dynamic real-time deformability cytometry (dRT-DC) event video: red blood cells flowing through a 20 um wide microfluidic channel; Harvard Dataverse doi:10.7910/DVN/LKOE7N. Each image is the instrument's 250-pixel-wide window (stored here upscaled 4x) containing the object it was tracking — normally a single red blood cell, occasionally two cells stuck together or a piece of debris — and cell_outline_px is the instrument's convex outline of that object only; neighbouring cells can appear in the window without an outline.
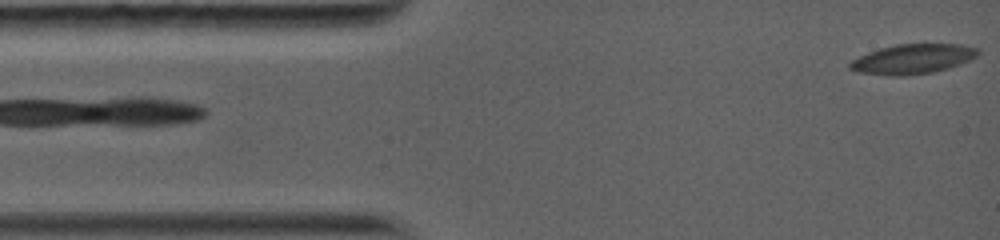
{"species": "common noctule bat (a hibernating species)", "species_latin": "Nyctalus noctula", "temperature_condition": "warm", "stored_images_in_passage": 29, "camera_frame_rate_fps": 5000, "um_per_image_px": 0.085, "animal": {"sex": "female", "body_mass_g": 19.0, "forearm_length_mm": 56.7}, "frame": {"image": 1, "passage_image": 1, "time_ms": 0.0, "image_size_px": [1000, 240], "cell_outline_px": [[976, 56], [956, 64], [928, 72], [872, 72], [852, 68], [848, 64], [852, 60], [860, 56], [880, 48], [896, 44], [924, 40], [956, 44], [976, 48]], "centroid_in_image_um": [77.65, 4.87], "position_along_channel_um": 7.3, "area_um2": 20.75}}
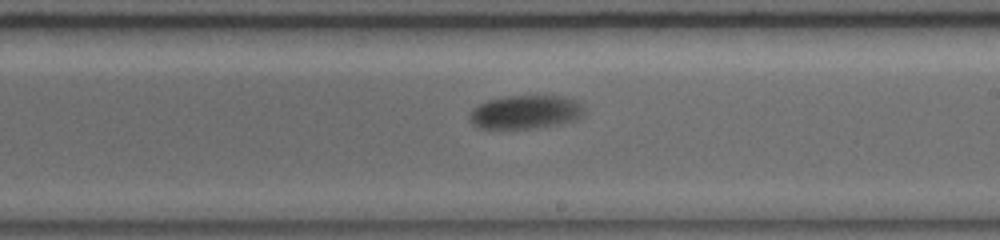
{"frame": {"image": 2, "passage_image": 16, "time_ms": 8.0, "image_size_px": [1000, 240], "cell_outline_px": [[576, 116], [564, 120], [548, 124], [524, 128], [484, 128], [476, 124], [472, 120], [472, 112], [480, 104], [488, 100], [504, 96], [560, 96], [572, 100], [576, 108]], "centroid_in_image_um": [44.46, 9.49], "position_along_channel_um": 244.5, "area_um2": 20.17}}
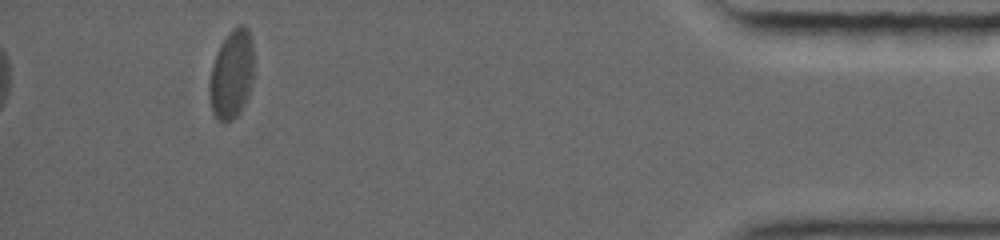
{"frame": {"image": 3, "passage_image": 29, "time_ms": 14.2, "image_size_px": [1000, 240], "cell_outline_px": [[252, 64], [244, 96], [240, 108], [228, 120], [220, 120], [216, 116], [212, 108], [212, 68], [220, 44], [240, 24], [248, 28], [252, 44]], "centroid_in_image_um": [19.68, 6.2], "position_along_channel_um": 415.5, "area_um2": 20.35}, "authors_computed_cell_mechanics": {"area_um2": 20.3456, "velocity_mm_per_s": 3.9173, "shape_relaxation_time_tau1_ms": 2.0955, "shape_relaxation_time_tau2_ms": null, "deformation_change_tau1": 0.1108, "deformation_change_tau2": null}}